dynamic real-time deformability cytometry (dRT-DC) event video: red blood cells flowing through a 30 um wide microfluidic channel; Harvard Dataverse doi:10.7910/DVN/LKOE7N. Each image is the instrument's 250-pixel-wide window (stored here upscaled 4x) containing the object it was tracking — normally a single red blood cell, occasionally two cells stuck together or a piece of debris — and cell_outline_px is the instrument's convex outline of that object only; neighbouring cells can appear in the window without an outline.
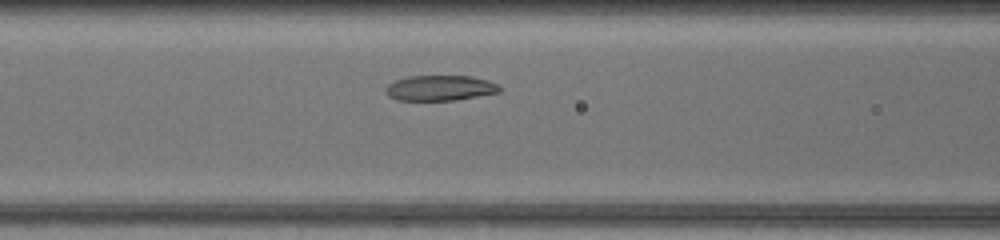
{"species": "common noctule bat (a hibernating species)", "species_latin": "Nyctalus noctula", "temperature_condition": "warm", "stored_images_in_passage": 32, "camera_frame_rate_fps": 3000, "um_per_image_px": 0.085, "animal": {"sex": "female", "body_mass_g": 17.0, "forearm_length_mm": 48.0}, "frame": {"image": 1, "passage_image": 9, "time_ms": 2.667, "image_size_px": [1000, 240], "cell_outline_px": [[504, 88], [500, 92], [456, 100], [396, 100], [388, 96], [384, 92], [384, 88], [388, 84], [396, 80], [408, 76], [472, 76], [488, 80]], "centroid_in_image_um": [37.4, 7.48], "position_along_channel_um": 129.2, "area_um2": 16.99}}
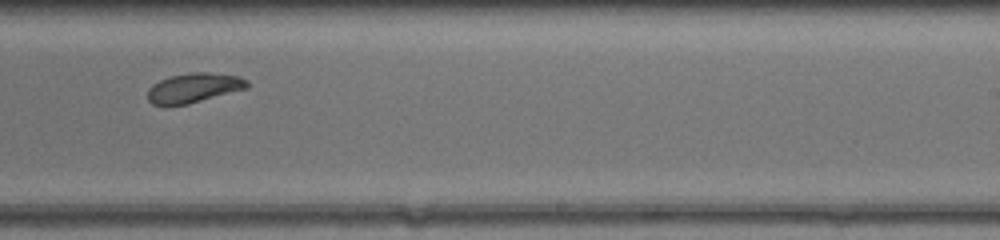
{"frame": {"image": 2, "passage_image": 19, "time_ms": 6.0, "image_size_px": [1000, 240], "cell_outline_px": [[248, 88], [188, 104], [164, 108], [152, 104], [148, 100], [148, 88], [152, 84], [160, 80], [172, 76], [192, 72], [208, 72], [236, 76], [248, 80]], "centroid_in_image_um": [16.41, 7.5], "position_along_channel_um": 272.6, "area_um2": 17.4}}
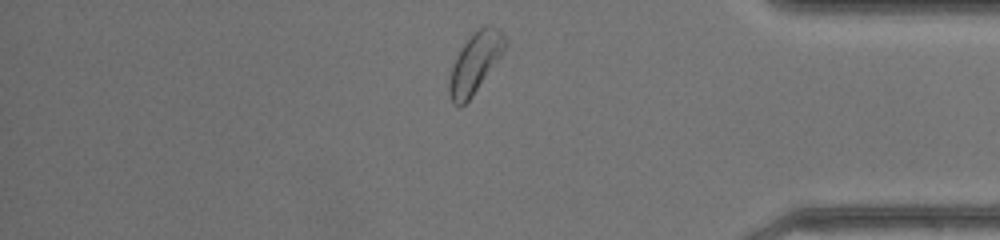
{"frame": {"image": 3, "passage_image": 29, "time_ms": 9.333, "image_size_px": [1000, 240], "cell_outline_px": [[508, 44], [472, 96], [460, 108], [452, 104], [448, 92], [448, 80], [456, 56], [472, 32], [484, 24], [488, 24], [496, 28], [504, 36]], "centroid_in_image_um": [40.35, 5.34], "position_along_channel_um": 394.9, "area_um2": 19.36}, "authors_computed_cell_mechanics": {"area_um2": 17.7446, "velocity_mm_per_s": 4.3096, "shape_relaxation_time_tau1_ms": 3.3791, "shape_relaxation_time_tau2_ms": 3.4604, "deformation_change_tau1": 0.1361, "deformation_change_tau2": 0.0986}}